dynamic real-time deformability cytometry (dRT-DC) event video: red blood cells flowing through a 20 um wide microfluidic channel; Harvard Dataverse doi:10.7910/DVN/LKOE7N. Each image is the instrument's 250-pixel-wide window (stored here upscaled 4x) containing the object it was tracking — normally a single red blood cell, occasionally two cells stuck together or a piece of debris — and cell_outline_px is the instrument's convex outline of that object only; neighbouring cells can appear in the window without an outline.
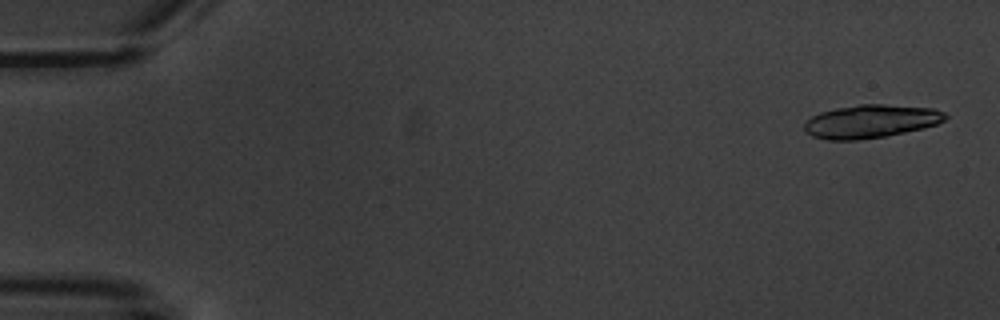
{"species": "common noctule bat (a hibernating species)", "species_latin": "Nyctalus noctula", "temperature_condition": "warm", "stored_images_in_passage": 10, "segment_of_instrument_passage": [1, 2], "camera_frame_rate_fps": 3000, "um_per_image_px": 0.085, "animal": {"sex": "male", "body_mass_g": 20.1, "forearm_length_mm": 53.5}, "frame": {"image": 1, "passage_image": 1, "time_ms": 0.0, "image_size_px": [1000, 320], "cell_outline_px": [[948, 116], [944, 120], [936, 124], [924, 128], [884, 136], [860, 140], [828, 140], [812, 136], [804, 128], [804, 124], [812, 116], [820, 112], [836, 108], [860, 104], [884, 104], [936, 108], [944, 112]], "centroid_in_image_um": [74.04, 10.31], "position_along_channel_um": 11.0, "area_um2": 27.28}}